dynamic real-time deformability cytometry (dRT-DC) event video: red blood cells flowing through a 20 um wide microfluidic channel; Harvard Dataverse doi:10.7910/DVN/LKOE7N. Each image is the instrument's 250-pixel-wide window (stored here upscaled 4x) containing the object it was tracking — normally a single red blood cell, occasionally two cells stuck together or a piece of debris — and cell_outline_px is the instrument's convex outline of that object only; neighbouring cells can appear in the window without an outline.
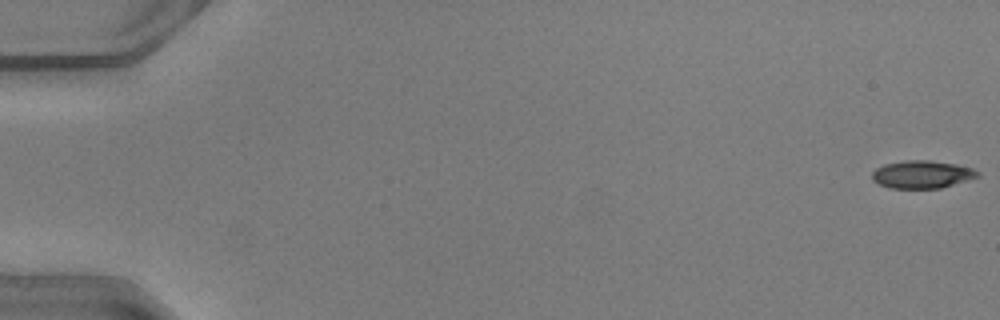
{"species": "common noctule bat (a hibernating species)", "species_latin": "Nyctalus noctula", "temperature_condition": "warm", "stored_images_in_passage": 51, "camera_frame_rate_fps": 3000, "um_per_image_px": 0.085, "animal": {"sex": "male", "body_mass_g": 20.5, "forearm_length_mm": 52.5}, "frame": {"image": 1, "passage_image": 1, "time_ms": 0.0, "image_size_px": [1000, 320], "cell_outline_px": [[980, 176], [940, 188], [888, 188], [872, 180], [872, 172], [876, 168], [884, 164], [904, 160], [928, 160], [956, 164], [972, 168], [980, 172]], "centroid_in_image_um": [78.36, 14.82], "position_along_channel_um": 6.6, "area_um2": 17.05}}
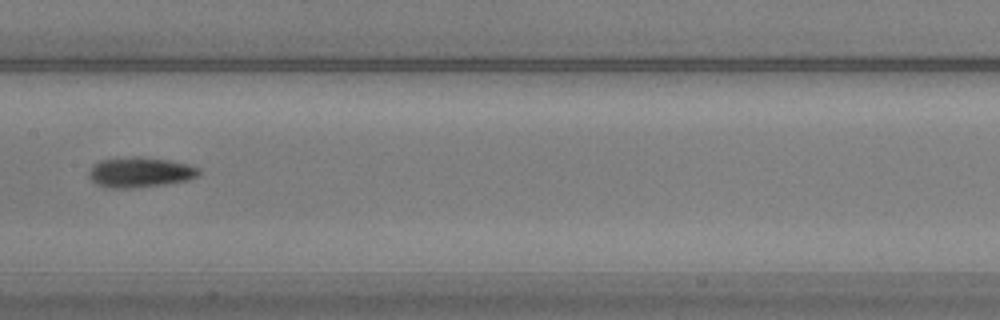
{"frame": {"image": 2, "passage_image": 27, "time_ms": 8.667, "image_size_px": [1000, 320], "cell_outline_px": [[200, 172], [196, 176], [188, 180], [164, 184], [132, 188], [108, 188], [96, 184], [88, 176], [88, 172], [92, 164], [100, 160], [132, 156], [140, 156], [168, 160], [188, 164], [200, 168]], "centroid_in_image_um": [11.87, 14.63], "position_along_channel_um": 195.5, "area_um2": 19.48}}
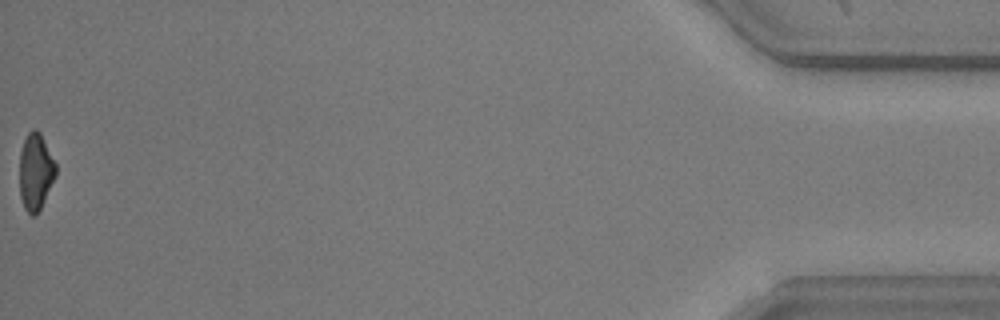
{"frame": {"image": 3, "passage_image": 51, "time_ms": 16.667, "image_size_px": [1000, 320], "cell_outline_px": [[56, 176], [36, 216], [32, 216], [24, 208], [20, 196], [20, 152], [24, 140], [28, 132], [32, 128], [36, 128], [40, 132], [56, 164]], "centroid_in_image_um": [3.02, 14.58], "position_along_channel_um": 432.2, "area_um2": 16.18}, "authors_computed_cell_mechanics": {"area_um2": 17.7446, "velocity_mm_per_s": 4.1291, "shape_relaxation_time_tau1_ms": 3.0378, "shape_relaxation_time_tau2_ms": 5.0838, "deformation_change_tau1": 0.1371, "deformation_change_tau2": 0.1359}}